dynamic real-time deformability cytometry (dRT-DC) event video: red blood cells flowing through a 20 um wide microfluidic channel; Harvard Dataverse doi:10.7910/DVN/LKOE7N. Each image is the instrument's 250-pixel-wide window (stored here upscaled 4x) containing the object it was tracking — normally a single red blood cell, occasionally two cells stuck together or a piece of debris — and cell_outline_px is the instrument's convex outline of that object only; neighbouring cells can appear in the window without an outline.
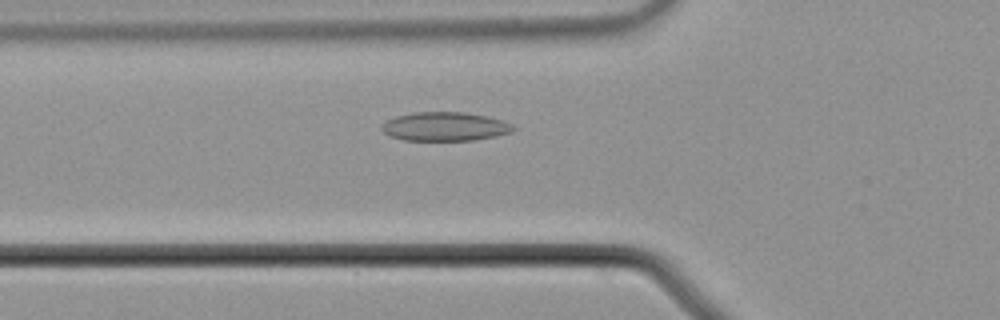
{"species": "common noctule bat (a hibernating species)", "species_latin": "Nyctalus noctula", "temperature_condition": "cold", "stored_images_in_passage": 52, "camera_frame_rate_fps": 3000, "um_per_image_px": 0.085, "animal": {"sex": "male", "body_mass_g": 21.5, "forearm_length_mm": 52.0}, "frame": {"image": 1, "passage_image": 17, "time_ms": 5.333, "image_size_px": [1000, 320], "cell_outline_px": [[516, 128], [512, 132], [496, 136], [472, 140], [404, 140], [392, 136], [384, 132], [380, 128], [388, 120], [396, 116], [412, 112], [464, 112], [488, 116], [504, 120], [512, 124]], "centroid_in_image_um": [37.87, 10.74], "position_along_channel_um": 87.9, "area_um2": 22.08}}
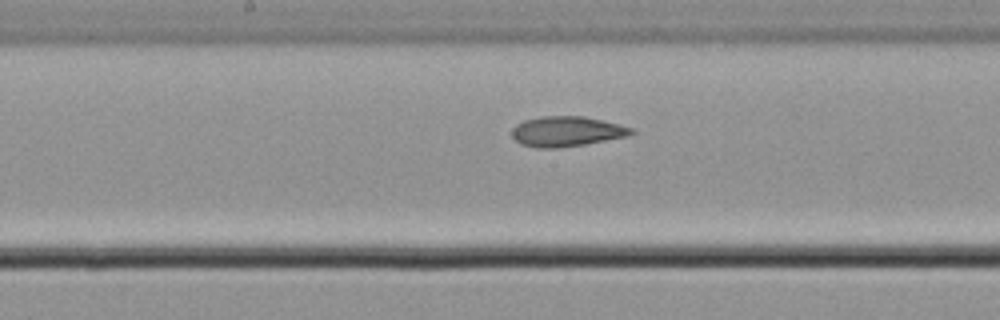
{"frame": {"image": 2, "passage_image": 26, "time_ms": 8.333, "image_size_px": [1000, 320], "cell_outline_px": [[636, 132], [628, 136], [584, 144], [560, 148], [536, 148], [520, 144], [512, 136], [512, 128], [516, 124], [524, 120], [544, 116], [584, 116], [620, 124], [632, 128]], "centroid_in_image_um": [48.16, 11.17], "position_along_channel_um": 200.0, "area_um2": 21.04}}
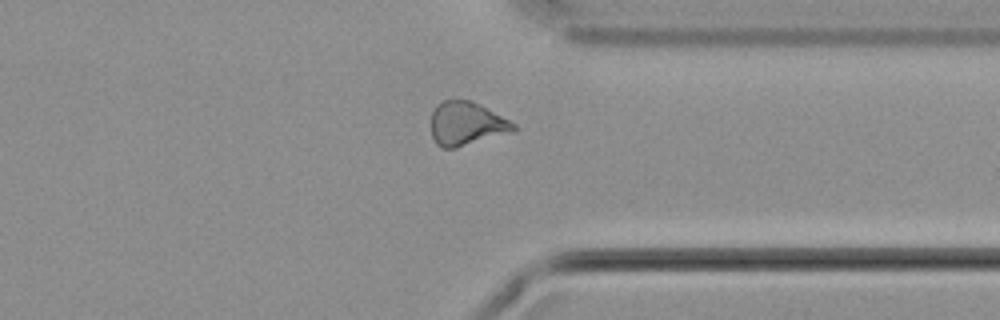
{"frame": {"image": 3, "passage_image": 40, "time_ms": 13.0, "image_size_px": [1000, 320], "cell_outline_px": [[520, 128], [512, 132], [456, 148], [440, 148], [436, 144], [432, 136], [432, 112], [436, 104], [444, 100], [468, 100], [480, 104], [516, 124]], "centroid_in_image_um": [39.66, 10.52], "position_along_channel_um": 371.7, "area_um2": 21.04}, "authors_computed_cell_mechanics": {"area_um2": 21.386, "velocity_mm_per_s": 3.7206, "shape_relaxation_time_tau1_ms": null, "shape_relaxation_time_tau2_ms": 5.364, "deformation_change_tau1": null, "deformation_change_tau2": 0.1363}}